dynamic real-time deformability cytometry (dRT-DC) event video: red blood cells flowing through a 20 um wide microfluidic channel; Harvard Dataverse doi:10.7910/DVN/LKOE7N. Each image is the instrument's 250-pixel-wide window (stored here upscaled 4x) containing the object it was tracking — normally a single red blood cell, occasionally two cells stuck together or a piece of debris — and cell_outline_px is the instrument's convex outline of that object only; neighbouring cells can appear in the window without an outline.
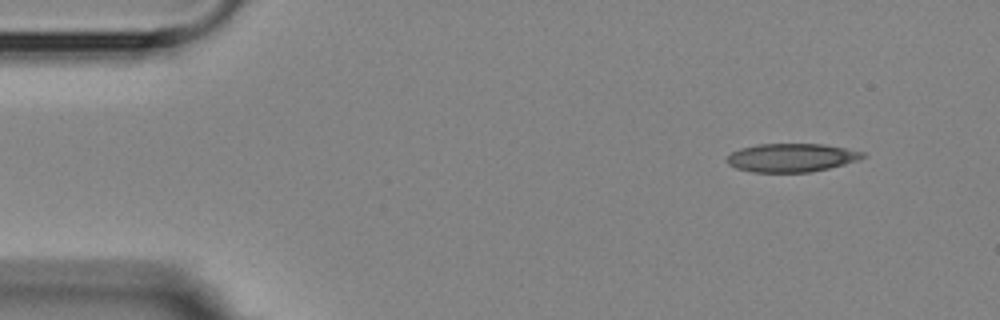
{"species": "Egyptian fruit bat (a non-hibernating species)", "species_latin": "Rousettus aegyptiacus", "temperature_condition": "room temperature", "stored_images_in_passage": 3, "camera_frame_rate_fps": 3000, "um_per_image_px": 0.085, "animal": {"sex": "female"}, "frame": {"image": 1, "passage_image": 1, "time_ms": 0.0, "image_size_px": [1000, 320], "cell_outline_px": [[864, 156], [856, 160], [844, 164], [828, 168], [808, 172], [752, 172], [736, 168], [728, 164], [728, 156], [732, 152], [740, 148], [756, 144], [824, 144], [864, 152]], "centroid_in_image_um": [67.24, 13.4], "position_along_channel_um": 17.8, "area_um2": 22.25}}
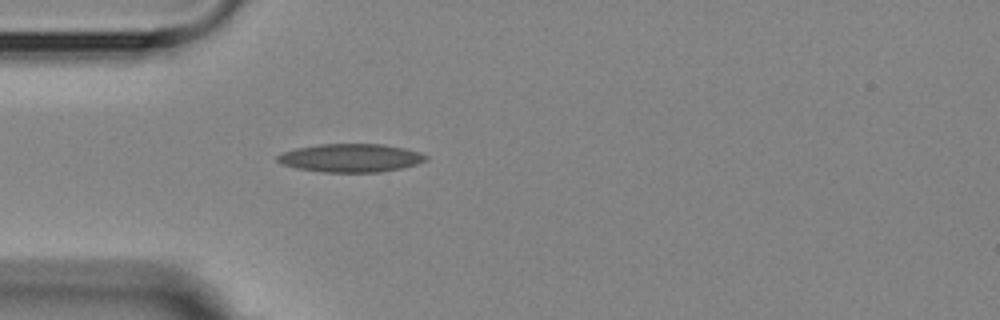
{"frame": {"image": 2, "passage_image": 3, "time_ms": 3.333, "image_size_px": [1000, 320], "cell_outline_px": [[428, 160], [416, 164], [400, 168], [380, 172], [324, 172], [296, 168], [280, 164], [276, 160], [276, 156], [284, 152], [296, 148], [320, 144], [384, 144], [404, 148], [420, 152], [428, 156]], "centroid_in_image_um": [29.8, 13.42], "position_along_channel_um": 55.2, "area_um2": 24.51}}